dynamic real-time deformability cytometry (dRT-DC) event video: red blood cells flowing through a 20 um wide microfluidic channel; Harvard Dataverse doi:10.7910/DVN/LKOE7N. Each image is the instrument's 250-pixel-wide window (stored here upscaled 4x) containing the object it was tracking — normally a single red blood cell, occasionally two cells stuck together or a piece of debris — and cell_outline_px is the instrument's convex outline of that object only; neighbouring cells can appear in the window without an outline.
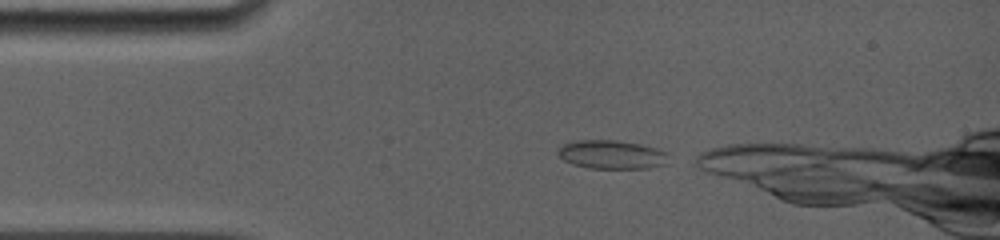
{"species": "common noctule bat (a hibernating species)", "species_latin": "Nyctalus noctula", "temperature_condition": "room temperature", "stored_images_in_passage": 10, "camera_frame_rate_fps": 5000, "um_per_image_px": 0.085, "animal": {"sex": "female", "body_mass_g": 19.0, "forearm_length_mm": 56.7}, "frame": {"image": 1, "passage_image": 1, "time_ms": 0.0, "image_size_px": [1000, 240], "cell_outline_px": [[668, 164], [648, 168], [588, 168], [572, 164], [564, 160], [556, 152], [564, 144], [580, 140], [616, 140], [640, 144], [656, 148], [668, 152]], "centroid_in_image_um": [52.04, 13.14], "position_along_channel_um": 33.0, "area_um2": 18.5}}
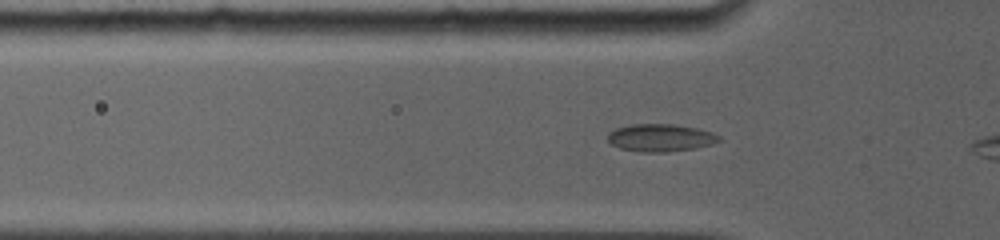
{"frame": {"image": 2, "passage_image": 5, "time_ms": 1.8, "image_size_px": [1000, 240], "cell_outline_px": [[724, 140], [712, 144], [696, 148], [664, 152], [644, 152], [620, 148], [612, 144], [608, 140], [608, 132], [616, 128], [628, 124], [676, 124], [696, 128], [712, 132], [720, 136]], "centroid_in_image_um": [56.17, 11.7], "position_along_channel_um": 69.6, "area_um2": 17.98}}
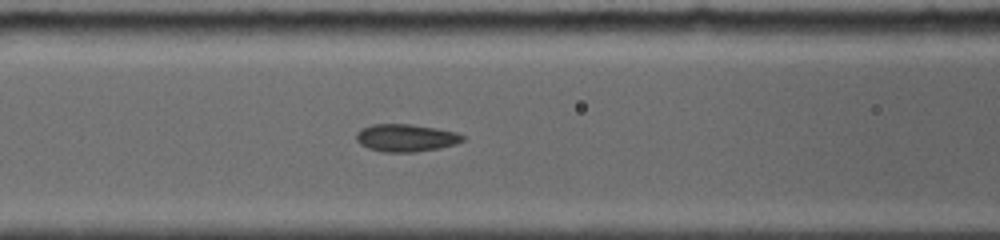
{"frame": {"image": 3, "passage_image": 9, "time_ms": 3.4, "image_size_px": [1000, 240], "cell_outline_px": [[464, 140], [452, 144], [436, 148], [412, 152], [384, 152], [368, 148], [360, 144], [356, 140], [356, 132], [360, 128], [372, 124], [412, 124], [436, 128], [456, 132], [464, 136]], "centroid_in_image_um": [34.43, 11.7], "position_along_channel_um": 132.2, "area_um2": 16.94}}